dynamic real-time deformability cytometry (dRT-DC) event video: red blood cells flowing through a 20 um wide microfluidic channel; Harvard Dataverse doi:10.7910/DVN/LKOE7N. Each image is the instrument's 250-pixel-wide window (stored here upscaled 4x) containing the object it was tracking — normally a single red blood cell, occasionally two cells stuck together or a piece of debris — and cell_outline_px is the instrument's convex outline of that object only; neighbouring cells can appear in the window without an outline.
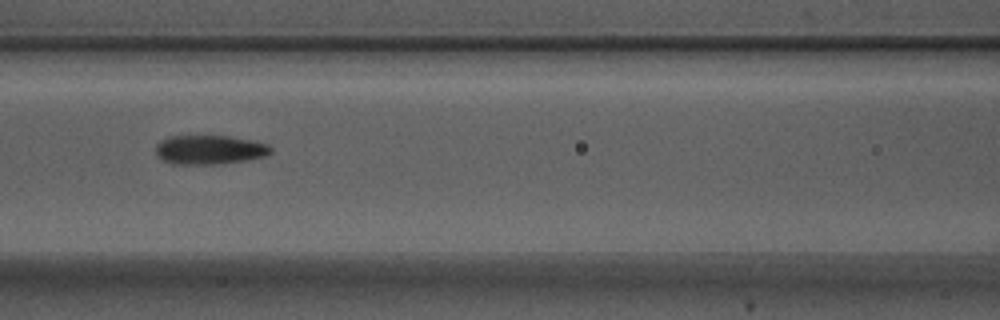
{"species": "Egyptian fruit bat (a non-hibernating species)", "species_latin": "Rousettus aegyptiacus", "temperature_condition": "warm", "stored_images_in_passage": 8, "segment_of_instrument_passage": [2, 2], "camera_frame_rate_fps": 3000, "um_per_image_px": 0.085, "animal": {"sex": "male"}, "frame": {"image": 1, "passage_image": 6, "time_ms": 1.667, "image_size_px": [1000, 320], "cell_outline_px": [[272, 152], [264, 156], [244, 160], [220, 164], [172, 164], [156, 156], [156, 144], [160, 140], [168, 136], [228, 136], [268, 144], [272, 148]], "centroid_in_image_um": [17.76, 12.73], "position_along_channel_um": 148.8, "area_um2": 19.48}}
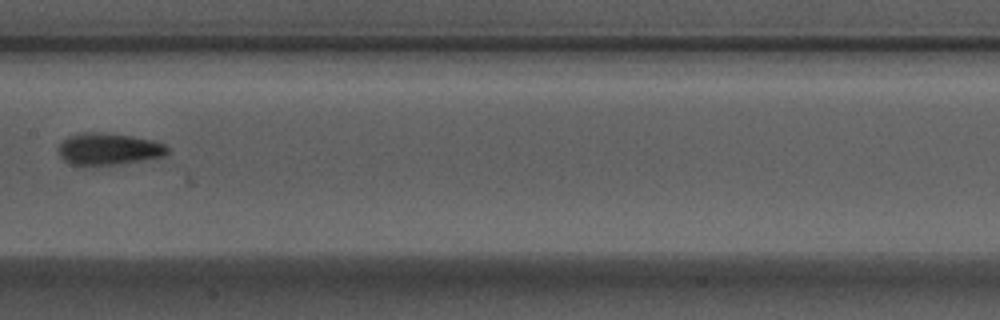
{"frame": {"image": 2, "passage_image": 7, "time_ms": 2.0, "image_size_px": [1000, 320], "cell_outline_px": [[168, 152], [164, 156], [144, 160], [96, 168], [84, 168], [72, 164], [64, 160], [60, 156], [60, 144], [68, 136], [80, 132], [104, 132], [132, 136], [152, 140], [164, 144], [168, 148]], "centroid_in_image_um": [9.2, 12.7], "position_along_channel_um": 198.2, "area_um2": 20.87}}
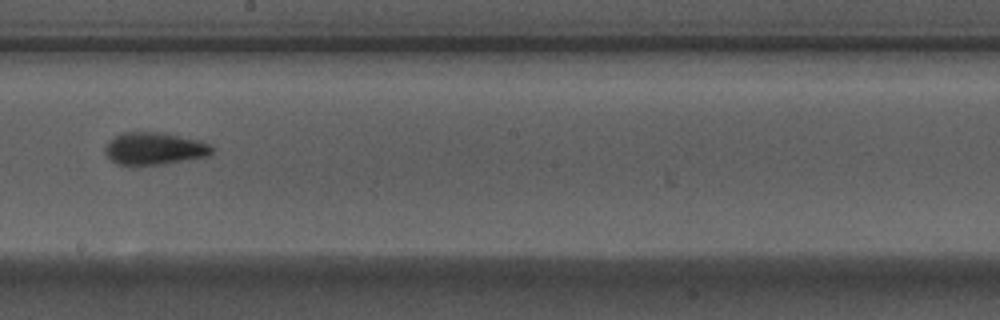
{"frame": {"image": 3, "passage_image": 8, "time_ms": 2.333, "image_size_px": [1000, 320], "cell_outline_px": [[212, 152], [208, 156], [160, 164], [132, 168], [116, 164], [104, 152], [104, 148], [108, 140], [124, 132], [156, 132], [200, 140], [208, 144], [212, 148]], "centroid_in_image_um": [13.04, 12.66], "position_along_channel_um": 235.2, "area_um2": 20.35}}